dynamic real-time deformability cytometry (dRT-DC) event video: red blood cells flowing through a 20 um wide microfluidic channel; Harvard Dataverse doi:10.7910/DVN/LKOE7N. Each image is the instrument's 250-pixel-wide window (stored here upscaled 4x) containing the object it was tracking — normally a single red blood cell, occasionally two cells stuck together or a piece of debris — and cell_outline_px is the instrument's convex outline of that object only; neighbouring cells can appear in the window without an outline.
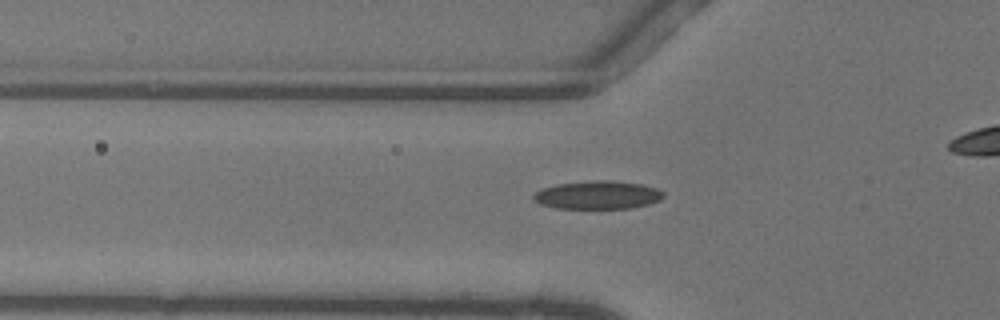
{"species": "common noctule bat (a hibernating species)", "species_latin": "Nyctalus noctula", "temperature_condition": "warm", "stored_images_in_passage": 45, "camera_frame_rate_fps": 3000, "um_per_image_px": 0.085, "animal": {"sex": "female"}, "frame": {"image": 1, "passage_image": 18, "time_ms": 5.667, "image_size_px": [1000, 320], "cell_outline_px": [[664, 196], [660, 200], [648, 204], [632, 208], [556, 208], [540, 204], [532, 196], [536, 192], [544, 188], [556, 184], [596, 180], [608, 180], [640, 184], [656, 188], [664, 192]], "centroid_in_image_um": [50.82, 16.57], "position_along_channel_um": 75.0, "area_um2": 21.15}}
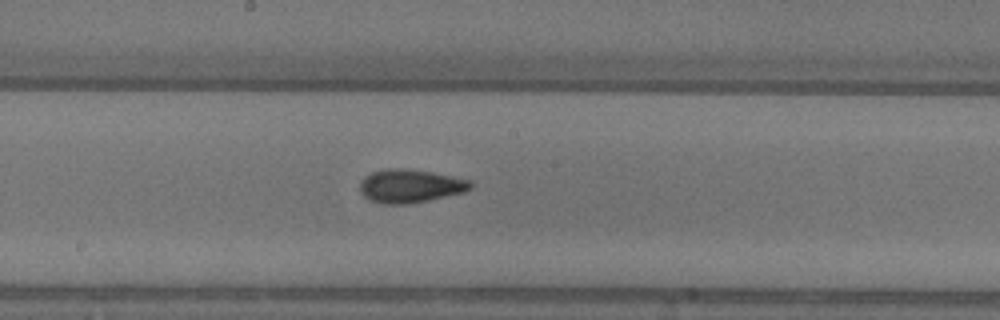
{"frame": {"image": 2, "passage_image": 28, "time_ms": 9.0, "image_size_px": [1000, 320], "cell_outline_px": [[472, 188], [464, 192], [428, 200], [408, 204], [380, 204], [368, 200], [360, 192], [360, 184], [364, 176], [372, 172], [388, 168], [400, 168], [432, 172], [472, 180]], "centroid_in_image_um": [34.85, 15.81], "position_along_channel_um": 213.3, "area_um2": 21.62}}
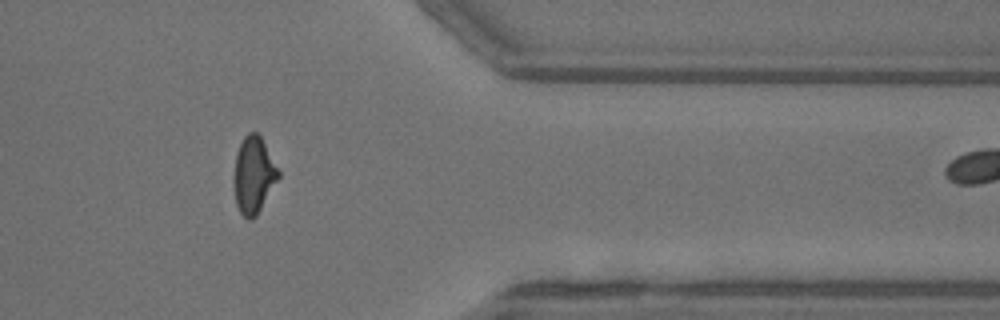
{"frame": {"image": 3, "passage_image": 42, "time_ms": 13.667, "image_size_px": [1000, 320], "cell_outline_px": [[280, 176], [256, 216], [252, 220], [248, 220], [240, 212], [236, 204], [232, 180], [236, 152], [244, 136], [248, 132], [256, 132], [260, 136], [280, 172]], "centroid_in_image_um": [21.52, 14.89], "position_along_channel_um": 389.9, "area_um2": 19.94}, "authors_computed_cell_mechanics": {"area_um2": 19.9988, "velocity_mm_per_s": 4.1176, "shape_relaxation_time_tau1_ms": 4.7922, "shape_relaxation_time_tau2_ms": 1.3528, "deformation_change_tau1": 0.1937, "deformation_change_tau2": 0.0859}}